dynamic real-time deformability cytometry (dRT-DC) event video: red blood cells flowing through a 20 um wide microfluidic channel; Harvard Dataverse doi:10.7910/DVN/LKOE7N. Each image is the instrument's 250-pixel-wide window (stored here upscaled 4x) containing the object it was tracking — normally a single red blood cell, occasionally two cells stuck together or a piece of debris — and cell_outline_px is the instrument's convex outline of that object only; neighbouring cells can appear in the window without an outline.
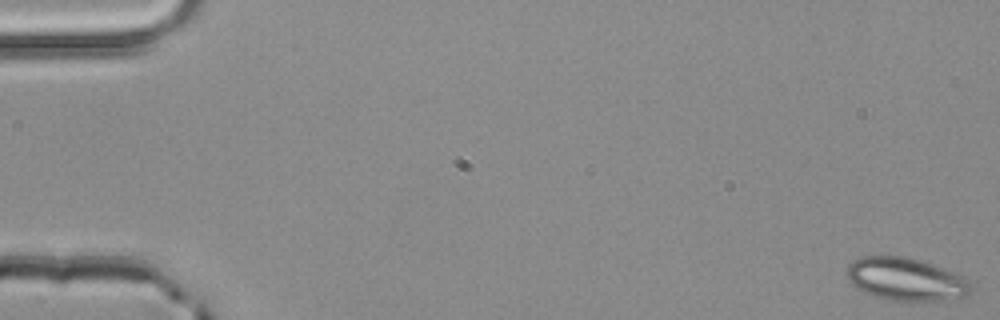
{"species": "common noctule bat (a hibernating species)", "species_latin": "Nyctalus noctula", "temperature_condition": "room temperature", "stored_images_in_passage": 53, "segment_of_instrument_passage": [1, 2], "camera_frame_rate_fps": 3000, "um_per_image_px": 0.085, "animal": {"sex": "male", "body_mass_g": 20.4}, "frame": {"image": 1, "passage_image": 1, "time_ms": 0.0, "image_size_px": [1000, 320], "cell_outline_px": [[972, 292], [968, 296], [944, 300], [892, 300], [876, 296], [864, 292], [856, 288], [848, 280], [848, 264], [852, 260], [860, 256], [900, 256], [916, 260], [952, 272], [968, 280], [972, 284]], "centroid_in_image_um": [76.98, 23.74], "position_along_channel_um": 8.0, "area_um2": 30.46}}